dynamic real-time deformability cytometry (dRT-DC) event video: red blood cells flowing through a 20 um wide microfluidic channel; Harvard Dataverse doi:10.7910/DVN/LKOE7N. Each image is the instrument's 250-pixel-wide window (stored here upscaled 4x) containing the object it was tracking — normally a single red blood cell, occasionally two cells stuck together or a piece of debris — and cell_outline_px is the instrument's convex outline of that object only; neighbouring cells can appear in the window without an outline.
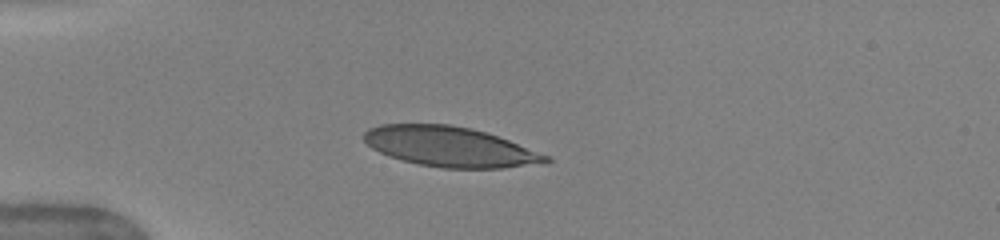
{"species": "human", "species_latin": "Homo sapiens", "temperature_condition": "warm", "stored_images_in_passage": 31, "camera_frame_rate_fps": 3000, "um_per_image_px": 0.085, "donor": {"sex": "female"}, "frame": {"image": 1, "passage_image": 1, "time_ms": 0.0, "image_size_px": [1000, 240], "cell_outline_px": [[552, 160], [548, 164], [504, 168], [444, 168], [420, 164], [404, 160], [380, 152], [372, 148], [364, 140], [364, 132], [368, 128], [380, 124], [448, 124], [472, 128], [488, 132], [548, 156]], "centroid_in_image_um": [38.29, 12.47], "position_along_channel_um": 46.7, "area_um2": 42.37}}
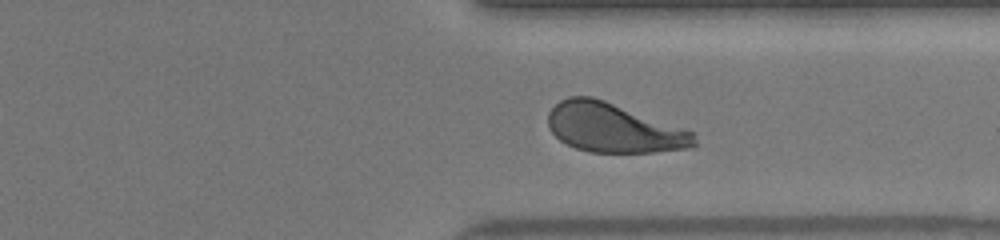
{"frame": {"image": 2, "passage_image": 26, "time_ms": 8.333, "image_size_px": [1000, 240], "cell_outline_px": [[696, 144], [692, 148], [652, 152], [588, 152], [576, 148], [560, 140], [548, 128], [548, 112], [560, 100], [568, 96], [592, 96], [604, 100], [692, 132], [696, 140]], "centroid_in_image_um": [52.11, 10.87], "position_along_channel_um": 359.3, "area_um2": 41.44}}
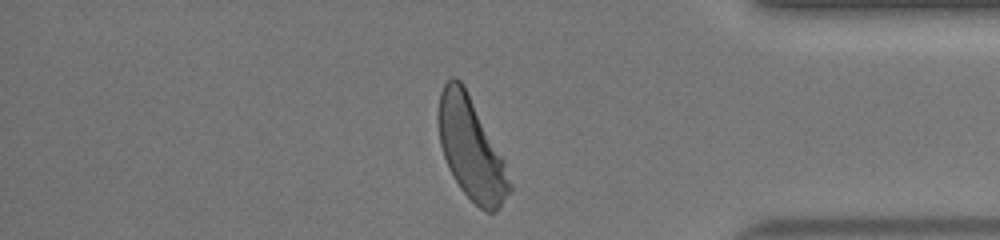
{"frame": {"image": 3, "passage_image": 30, "time_ms": 9.667, "image_size_px": [1000, 240], "cell_outline_px": [[512, 188], [500, 204], [492, 212], [488, 212], [480, 208], [460, 188], [444, 156], [440, 144], [436, 120], [440, 92], [444, 84], [452, 76], [456, 76], [464, 84], [504, 160], [512, 184]], "centroid_in_image_um": [40.01, 12.57], "position_along_channel_um": 395.2, "area_um2": 41.67}, "authors_computed_cell_mechanics": {"area_um2": 42.5986, "velocity_mm_per_s": 4.0428, "shape_relaxation_time_tau1_ms": 3.2971, "shape_relaxation_time_tau2_ms": null, "deformation_change_tau1": 0.1717, "deformation_change_tau2": null}}